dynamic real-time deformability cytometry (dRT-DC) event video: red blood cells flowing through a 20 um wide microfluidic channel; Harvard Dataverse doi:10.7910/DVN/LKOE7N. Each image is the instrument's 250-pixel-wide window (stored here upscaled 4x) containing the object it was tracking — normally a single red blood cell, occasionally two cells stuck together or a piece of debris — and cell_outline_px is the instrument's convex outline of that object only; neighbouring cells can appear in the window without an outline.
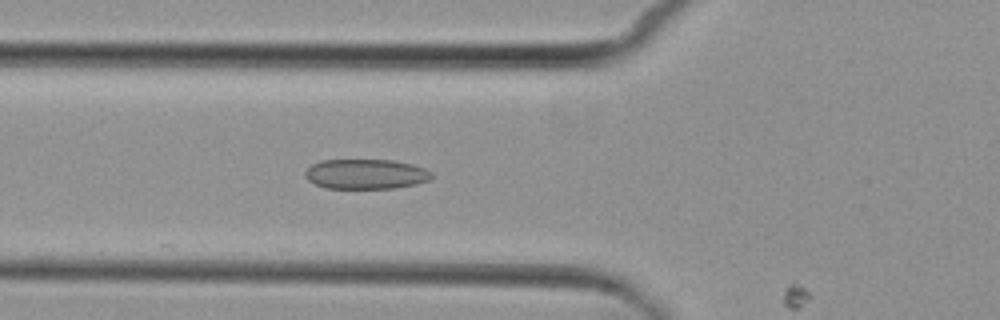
{"species": "common noctule bat (a hibernating species)", "species_latin": "Nyctalus noctula", "temperature_condition": "cold", "stored_images_in_passage": 5, "camera_frame_rate_fps": 3000, "um_per_image_px": 0.085, "animal": {"sex": "female", "body_mass_g": 29.2, "forearm_length_mm": 56.3}, "frame": {"image": 1, "passage_image": 5, "time_ms": 5.667, "image_size_px": [1000, 320], "cell_outline_px": [[436, 176], [428, 180], [416, 184], [396, 188], [324, 188], [308, 180], [304, 176], [304, 172], [312, 164], [320, 160], [392, 160], [412, 164], [424, 168], [432, 172]], "centroid_in_image_um": [31.11, 14.79], "position_along_channel_um": 94.7, "area_um2": 22.2}}